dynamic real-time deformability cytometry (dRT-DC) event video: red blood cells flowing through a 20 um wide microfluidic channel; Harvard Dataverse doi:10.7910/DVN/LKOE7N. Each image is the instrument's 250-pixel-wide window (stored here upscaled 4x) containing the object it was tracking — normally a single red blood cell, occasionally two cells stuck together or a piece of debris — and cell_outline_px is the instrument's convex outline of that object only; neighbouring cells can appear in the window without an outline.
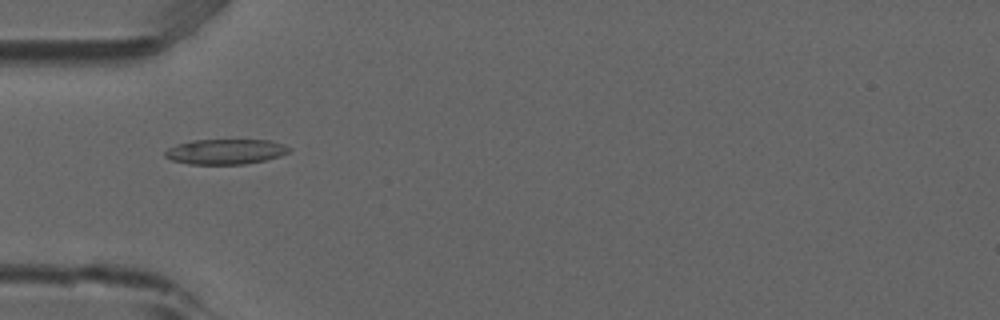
{"species": "common noctule bat (a hibernating species)", "species_latin": "Nyctalus noctula", "temperature_condition": "room temperature", "stored_images_in_passage": 53, "camera_frame_rate_fps": 3000, "um_per_image_px": 0.085, "animal": {"sex": "male", "forearm_length_mm": 52.5}, "frame": {"image": 1, "passage_image": 17, "time_ms": 5.333, "image_size_px": [1000, 320], "cell_outline_px": [[292, 148], [288, 152], [280, 156], [264, 160], [244, 164], [188, 164], [172, 160], [164, 156], [164, 152], [168, 148], [176, 144], [192, 140], [272, 140]], "centroid_in_image_um": [19.15, 12.88], "position_along_channel_um": 65.9, "area_um2": 18.21}}
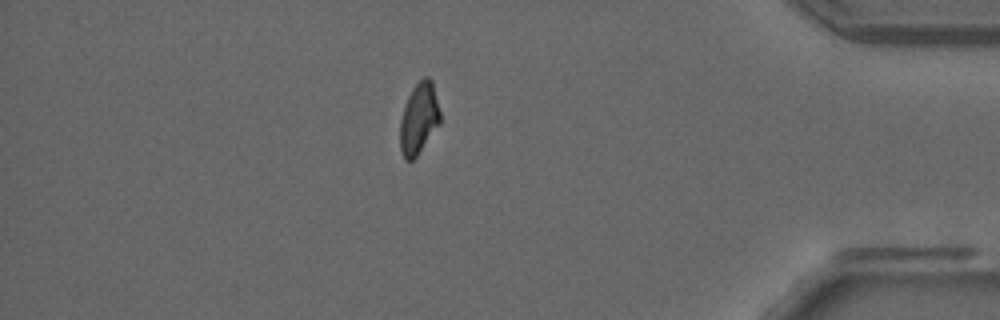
{"frame": {"image": 2, "passage_image": 46, "time_ms": 15.0, "image_size_px": [1000, 320], "cell_outline_px": [[440, 124], [416, 156], [412, 160], [404, 160], [400, 152], [400, 120], [408, 96], [412, 88], [424, 76], [428, 76], [432, 80], [440, 112]], "centroid_in_image_um": [35.6, 10.07], "position_along_channel_um": 399.6, "area_um2": 16.59}}
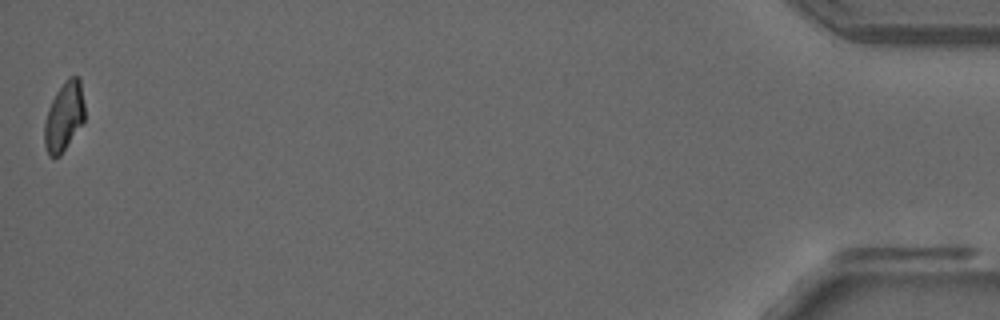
{"frame": {"image": 3, "passage_image": 53, "time_ms": 17.333, "image_size_px": [1000, 320], "cell_outline_px": [[84, 124], [60, 156], [48, 156], [44, 144], [44, 124], [48, 108], [56, 92], [64, 80], [68, 76], [76, 76], [80, 80], [84, 104]], "centroid_in_image_um": [5.45, 9.92], "position_along_channel_um": 429.8, "area_um2": 16.47}, "authors_computed_cell_mechanics": {"area_um2": 17.3978, "velocity_mm_per_s": 3.8568, "shape_relaxation_time_tau1_ms": null, "shape_relaxation_time_tau2_ms": 2.6008, "deformation_change_tau1": null, "deformation_change_tau2": 0.086}}